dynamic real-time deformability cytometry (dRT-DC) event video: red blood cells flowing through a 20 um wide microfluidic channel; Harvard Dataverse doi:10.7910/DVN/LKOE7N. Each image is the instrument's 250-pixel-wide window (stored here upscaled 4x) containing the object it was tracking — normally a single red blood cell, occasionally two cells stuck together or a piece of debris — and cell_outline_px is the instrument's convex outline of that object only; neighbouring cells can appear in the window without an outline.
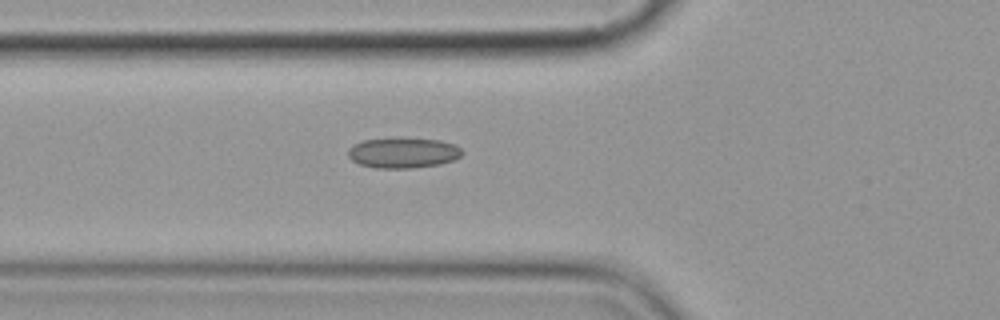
{"species": "common noctule bat (a hibernating species)", "species_latin": "Nyctalus noctula", "temperature_condition": "cold", "stored_images_in_passage": 6, "camera_frame_rate_fps": 3000, "um_per_image_px": 0.085, "animal": {"sex": "female", "body_mass_g": 19.9}, "frame": {"image": 1, "passage_image": 6, "time_ms": 6.667, "image_size_px": [1000, 320], "cell_outline_px": [[464, 152], [460, 156], [452, 160], [440, 164], [412, 168], [376, 168], [360, 164], [352, 160], [348, 156], [348, 148], [352, 144], [364, 140], [396, 136], [400, 136], [440, 140], [456, 144]], "centroid_in_image_um": [34.25, 12.95], "position_along_channel_um": 91.5, "area_um2": 20.81}}